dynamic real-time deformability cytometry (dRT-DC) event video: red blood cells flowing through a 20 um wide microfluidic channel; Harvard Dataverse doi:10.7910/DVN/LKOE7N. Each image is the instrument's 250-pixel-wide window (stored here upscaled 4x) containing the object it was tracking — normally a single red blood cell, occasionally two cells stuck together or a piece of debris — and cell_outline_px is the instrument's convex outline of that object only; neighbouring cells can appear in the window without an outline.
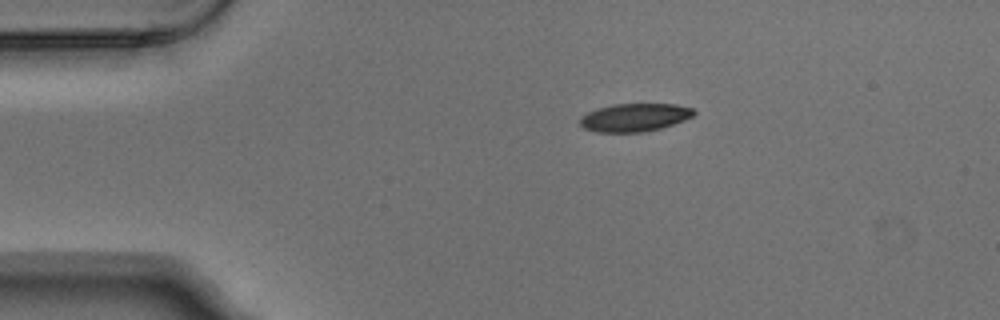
{"species": "Egyptian fruit bat (a non-hibernating species)", "species_latin": "Rousettus aegyptiacus", "temperature_condition": "warm", "stored_images_in_passage": 3, "camera_frame_rate_fps": 3000, "um_per_image_px": 0.085, "animal": {"sex": "male"}, "frame": {"image": 1, "passage_image": 1, "time_ms": 0.0, "image_size_px": [1000, 320], "cell_outline_px": [[696, 112], [692, 116], [684, 120], [660, 128], [640, 132], [596, 132], [584, 128], [580, 124], [580, 116], [596, 108], [612, 104], [676, 104], [692, 108]], "centroid_in_image_um": [53.91, 9.97], "position_along_channel_um": 31.1, "area_um2": 18.55}}
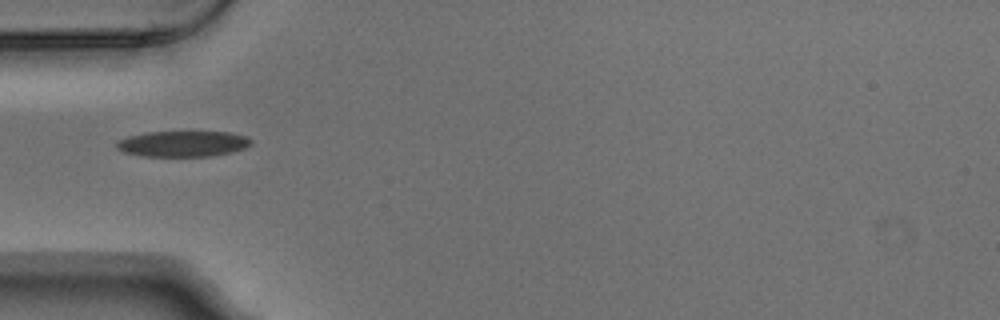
{"frame": {"image": 2, "passage_image": 3, "time_ms": 0.667, "image_size_px": [1000, 320], "cell_outline_px": [[252, 144], [244, 148], [232, 152], [212, 156], [144, 156], [124, 152], [116, 148], [116, 140], [128, 136], [148, 132], [228, 132], [248, 136], [252, 140]], "centroid_in_image_um": [15.55, 12.22], "position_along_channel_um": 69.4, "area_um2": 20.29}}